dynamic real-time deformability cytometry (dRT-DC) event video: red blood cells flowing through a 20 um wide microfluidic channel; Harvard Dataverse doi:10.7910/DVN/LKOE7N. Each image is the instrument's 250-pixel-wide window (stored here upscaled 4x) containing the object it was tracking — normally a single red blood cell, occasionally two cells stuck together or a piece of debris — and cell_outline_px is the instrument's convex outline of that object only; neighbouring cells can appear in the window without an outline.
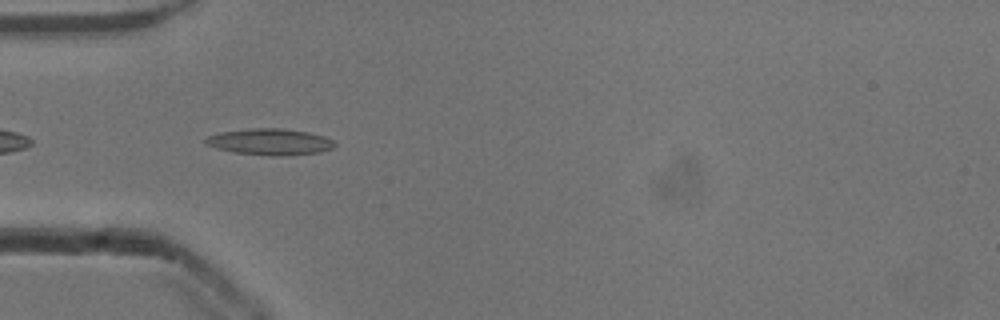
{"species": "common noctule bat (a hibernating species)", "species_latin": "Nyctalus noctula", "temperature_condition": "cold", "stored_images_in_passage": 39, "camera_frame_rate_fps": 3000, "um_per_image_px": 0.085, "animal": {"sex": "male", "body_mass_g": 13.3}, "frame": {"image": 1, "passage_image": 3, "time_ms": 0.667, "image_size_px": [1000, 320], "cell_outline_px": [[336, 144], [332, 148], [320, 152], [288, 156], [272, 156], [232, 152], [216, 148], [204, 144], [204, 140], [208, 136], [220, 132], [252, 128], [280, 128], [308, 132], [324, 136], [332, 140]], "centroid_in_image_um": [22.93, 12.06], "position_along_channel_um": 62.1, "area_um2": 19.94}}
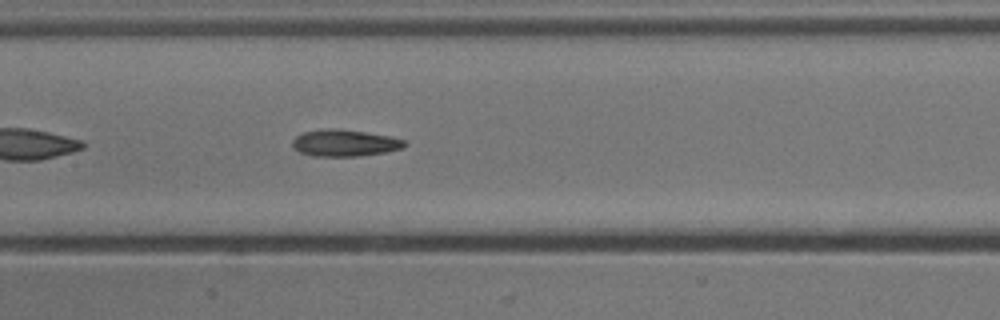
{"frame": {"image": 2, "passage_image": 12, "time_ms": 3.667, "image_size_px": [1000, 320], "cell_outline_px": [[408, 144], [404, 148], [384, 152], [360, 156], [312, 156], [300, 152], [292, 144], [292, 140], [296, 136], [304, 132], [328, 128], [340, 128], [392, 136], [404, 140]], "centroid_in_image_um": [29.33, 12.14], "position_along_channel_um": 178.1, "area_um2": 17.57}}
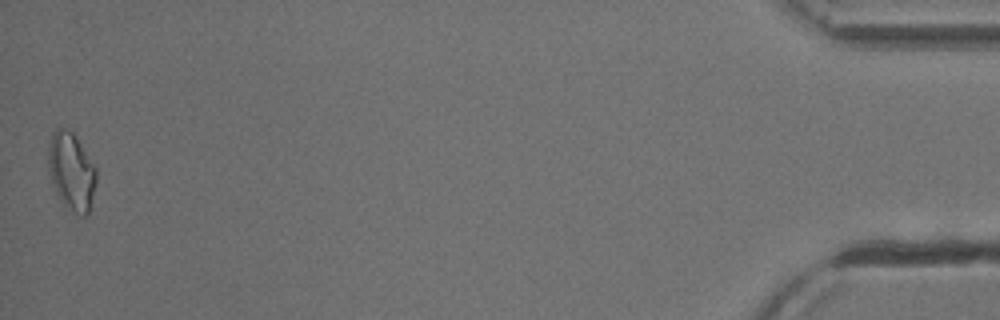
{"frame": {"image": 3, "passage_image": 39, "time_ms": 12.667, "image_size_px": [1000, 320], "cell_outline_px": [[96, 184], [88, 216], [80, 216], [64, 204], [60, 200], [56, 192], [48, 168], [48, 144], [52, 132], [56, 128], [68, 128], [76, 136], [96, 168]], "centroid_in_image_um": [6.07, 14.55], "position_along_channel_um": 429.1, "area_um2": 21.79}, "authors_computed_cell_mechanics": {"area_um2": 17.34, "velocity_mm_per_s": 3.8855, "shape_relaxation_time_tau1_ms": 8.041, "shape_relaxation_time_tau2_ms": 8.3951, "deformation_change_tau1": 0.1875, "deformation_change_tau2": 0.1987}}